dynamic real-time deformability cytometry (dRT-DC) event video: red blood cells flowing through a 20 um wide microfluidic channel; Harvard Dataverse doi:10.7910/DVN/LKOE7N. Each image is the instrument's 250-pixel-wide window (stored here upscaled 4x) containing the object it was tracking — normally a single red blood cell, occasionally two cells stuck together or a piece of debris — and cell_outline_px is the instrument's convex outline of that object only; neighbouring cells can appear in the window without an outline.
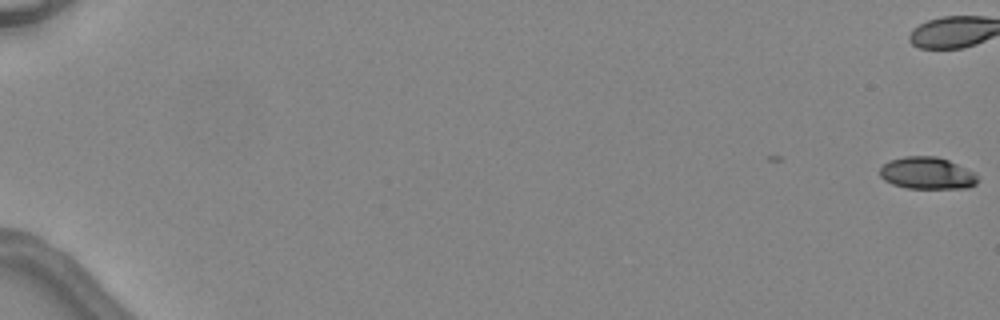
{"species": "common noctule bat (a hibernating species)", "species_latin": "Nyctalus noctula", "temperature_condition": "warm", "stored_images_in_passage": 2, "camera_frame_rate_fps": 3000, "um_per_image_px": 0.085, "animal": {"sex": "female", "body_mass_g": 24.6, "forearm_length_mm": 56.2}, "frame": {"image": 1, "passage_image": 2, "time_ms": 1.0, "image_size_px": [1000, 320], "cell_outline_px": [[976, 184], [968, 188], [908, 188], [892, 184], [884, 180], [880, 176], [880, 168], [888, 160], [904, 156], [936, 156], [948, 160], [972, 172], [976, 176]], "centroid_in_image_um": [78.75, 14.72], "position_along_channel_um": 6.3, "area_um2": 18.09}}